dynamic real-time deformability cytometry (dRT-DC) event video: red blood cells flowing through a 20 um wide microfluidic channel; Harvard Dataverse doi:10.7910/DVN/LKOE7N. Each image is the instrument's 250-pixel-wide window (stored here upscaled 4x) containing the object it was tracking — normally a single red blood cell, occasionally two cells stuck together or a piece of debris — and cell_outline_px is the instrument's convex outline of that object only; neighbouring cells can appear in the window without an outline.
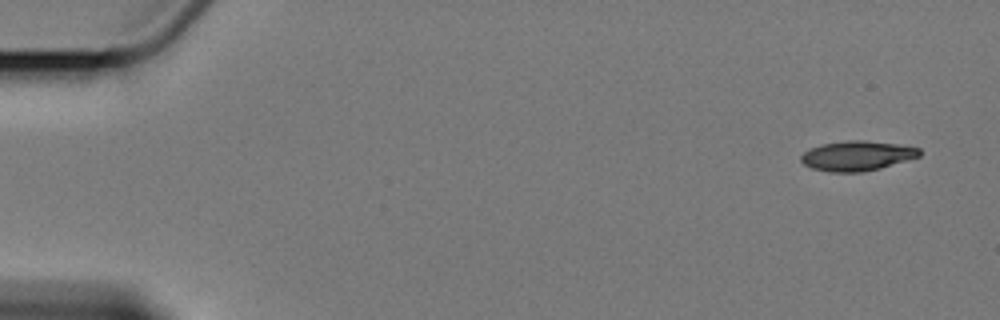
{"species": "Egyptian fruit bat (a non-hibernating species)", "species_latin": "Rousettus aegyptiacus", "temperature_condition": "cold", "stored_images_in_passage": 9, "camera_frame_rate_fps": 3000, "um_per_image_px": 0.085, "animal": {"sex": "female"}, "frame": {"image": 1, "passage_image": 1, "time_ms": 0.0, "image_size_px": [1000, 320], "cell_outline_px": [[920, 156], [880, 168], [860, 172], [828, 172], [812, 168], [804, 164], [800, 160], [800, 156], [804, 152], [812, 148], [824, 144], [848, 140], [864, 140], [896, 144], [920, 148]], "centroid_in_image_um": [72.83, 13.25], "position_along_channel_um": 12.2, "area_um2": 20.35}}
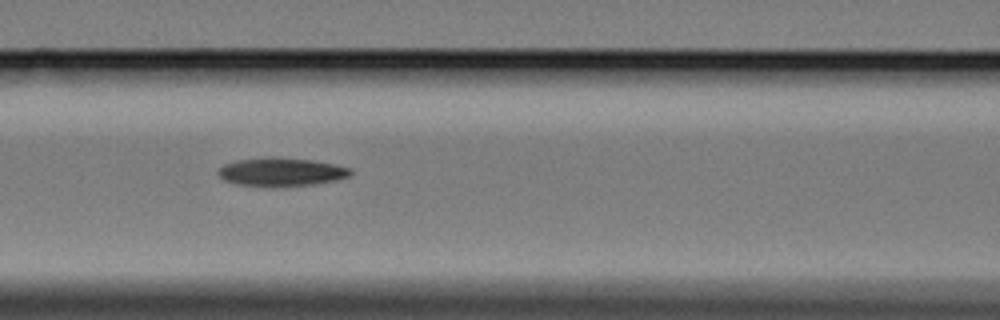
{"frame": {"image": 2, "passage_image": 7, "time_ms": 7.667, "image_size_px": [1000, 320], "cell_outline_px": [[352, 172], [348, 176], [336, 180], [312, 184], [236, 184], [224, 180], [216, 172], [224, 164], [236, 160], [264, 156], [268, 156], [316, 160], [336, 164], [352, 168]], "centroid_in_image_um": [23.92, 14.55], "position_along_channel_um": 142.7, "area_um2": 21.39}}
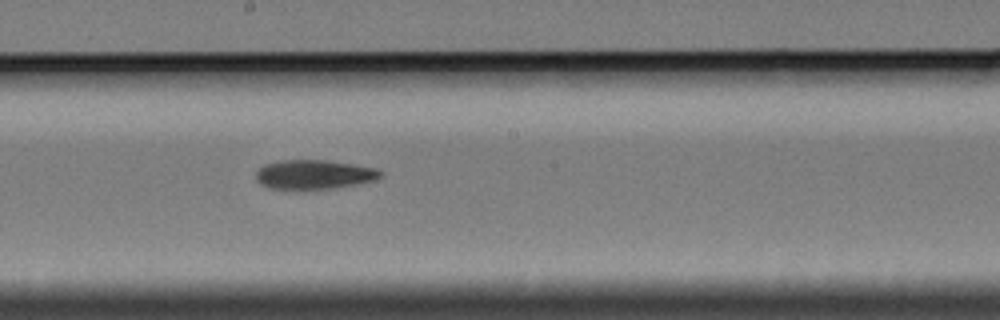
{"frame": {"image": 3, "passage_image": 9, "time_ms": 10.0, "image_size_px": [1000, 320], "cell_outline_px": [[384, 176], [376, 180], [336, 188], [272, 188], [260, 184], [256, 180], [256, 172], [264, 164], [280, 160], [324, 160], [352, 164], [376, 168], [384, 172]], "centroid_in_image_um": [26.74, 14.82], "position_along_channel_um": 221.5, "area_um2": 21.1}}